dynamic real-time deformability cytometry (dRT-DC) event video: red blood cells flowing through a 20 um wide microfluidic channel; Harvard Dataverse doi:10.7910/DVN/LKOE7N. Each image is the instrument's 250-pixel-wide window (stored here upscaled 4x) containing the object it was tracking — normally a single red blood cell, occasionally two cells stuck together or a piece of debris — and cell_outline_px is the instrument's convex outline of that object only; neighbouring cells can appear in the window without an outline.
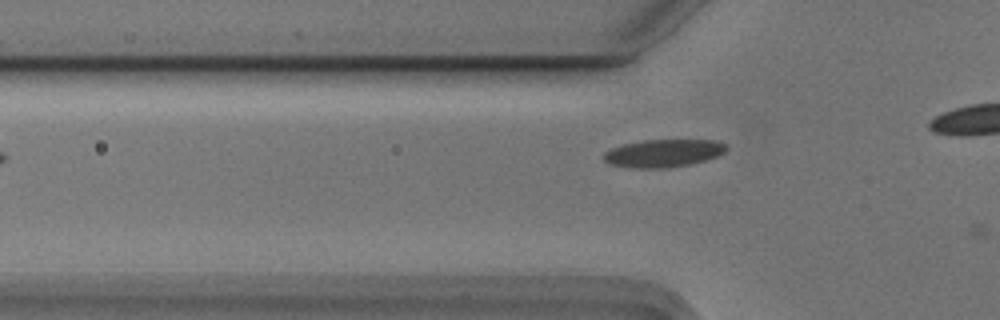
{"species": "Egyptian fruit bat (a non-hibernating species)", "species_latin": "Rousettus aegyptiacus", "temperature_condition": "cold", "stored_images_in_passage": 13, "camera_frame_rate_fps": 3000, "um_per_image_px": 0.085, "animal": {"sex": "male"}, "frame": {"image": 1, "passage_image": 12, "time_ms": 3.667, "image_size_px": [1000, 320], "cell_outline_px": [[728, 148], [724, 152], [716, 156], [692, 164], [668, 168], [632, 168], [608, 164], [604, 160], [604, 152], [612, 148], [624, 144], [644, 140], [716, 140], [728, 144]], "centroid_in_image_um": [56.4, 13.02], "position_along_channel_um": 69.4, "area_um2": 19.94}}